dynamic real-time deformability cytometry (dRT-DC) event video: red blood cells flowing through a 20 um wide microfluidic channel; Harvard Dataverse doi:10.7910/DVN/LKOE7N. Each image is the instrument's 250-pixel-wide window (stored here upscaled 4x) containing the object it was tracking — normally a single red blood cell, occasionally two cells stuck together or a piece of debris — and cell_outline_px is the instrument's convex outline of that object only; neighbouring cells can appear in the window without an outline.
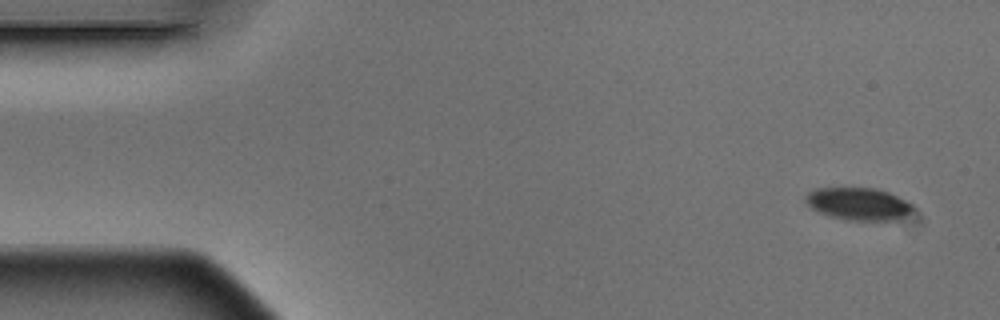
{"species": "Egyptian fruit bat (a non-hibernating species)", "species_latin": "Rousettus aegyptiacus", "temperature_condition": "warm", "stored_images_in_passage": 5, "camera_frame_rate_fps": 3000, "um_per_image_px": 0.085, "animal": {"sex": "male"}, "frame": {"image": 1, "passage_image": 1, "time_ms": 0.0, "image_size_px": [1000, 320], "cell_outline_px": [[916, 208], [896, 220], [844, 220], [820, 212], [812, 208], [804, 200], [804, 196], [808, 192], [816, 188], [876, 188], [888, 192], [912, 204]], "centroid_in_image_um": [72.94, 17.32], "position_along_channel_um": 12.1, "area_um2": 20.11}}
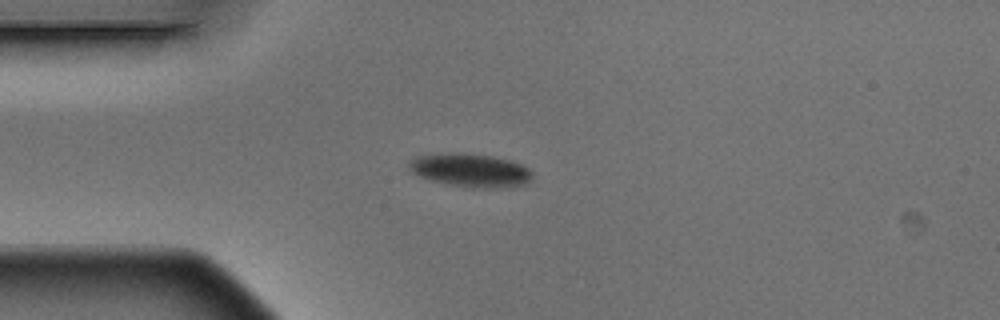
{"frame": {"image": 2, "passage_image": 4, "time_ms": 1.0, "image_size_px": [1000, 320], "cell_outline_px": [[532, 180], [524, 184], [500, 188], [472, 188], [448, 184], [432, 180], [420, 176], [412, 172], [408, 168], [408, 164], [416, 156], [432, 152], [452, 152], [492, 156], [508, 160], [520, 164], [528, 168], [532, 172]], "centroid_in_image_um": [39.96, 14.46], "position_along_channel_um": 45.0, "area_um2": 24.16}}
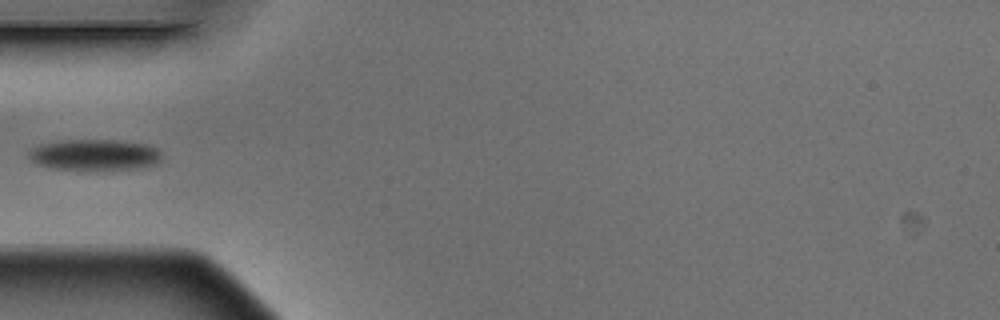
{"frame": {"image": 3, "passage_image": 5, "time_ms": 1.333, "image_size_px": [1000, 320], "cell_outline_px": [[164, 156], [156, 164], [136, 168], [52, 168], [36, 164], [28, 160], [28, 152], [32, 148], [40, 144], [56, 140], [116, 140], [148, 144], [156, 148]], "centroid_in_image_um": [8.01, 13.12], "position_along_channel_um": 77.0, "area_um2": 23.81}}